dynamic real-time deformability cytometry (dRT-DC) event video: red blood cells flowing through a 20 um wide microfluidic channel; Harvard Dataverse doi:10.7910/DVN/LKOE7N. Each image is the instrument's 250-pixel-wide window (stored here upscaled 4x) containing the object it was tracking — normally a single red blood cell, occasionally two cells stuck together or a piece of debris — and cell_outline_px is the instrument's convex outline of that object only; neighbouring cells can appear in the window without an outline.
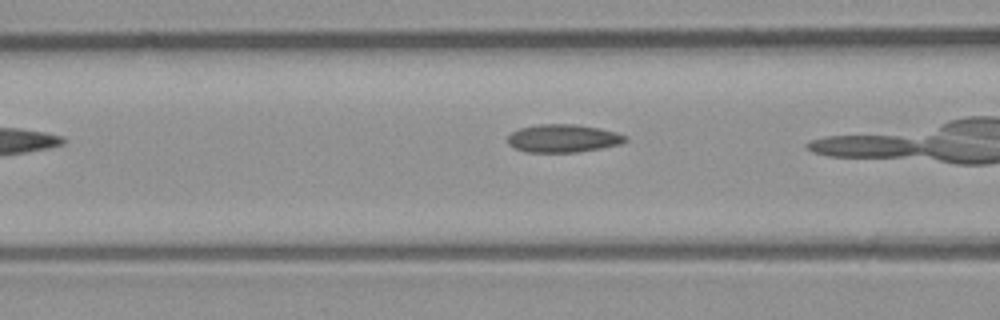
{"species": "common noctule bat (a hibernating species)", "species_latin": "Nyctalus noctula", "temperature_condition": "room temperature", "stored_images_in_passage": 21, "camera_frame_rate_fps": 3000, "um_per_image_px": 0.085, "animal": {"sex": "male", "body_mass_g": 23.1, "forearm_length_mm": 52.7}, "frame": {"image": 1, "passage_image": 7, "time_ms": 2.0, "image_size_px": [1000, 320], "cell_outline_px": [[628, 140], [620, 144], [600, 148], [576, 152], [528, 152], [516, 148], [508, 144], [508, 136], [512, 132], [520, 128], [536, 124], [576, 124], [600, 128], [616, 132], [628, 136]], "centroid_in_image_um": [47.88, 11.75], "position_along_channel_um": 118.7, "area_um2": 19.19}}
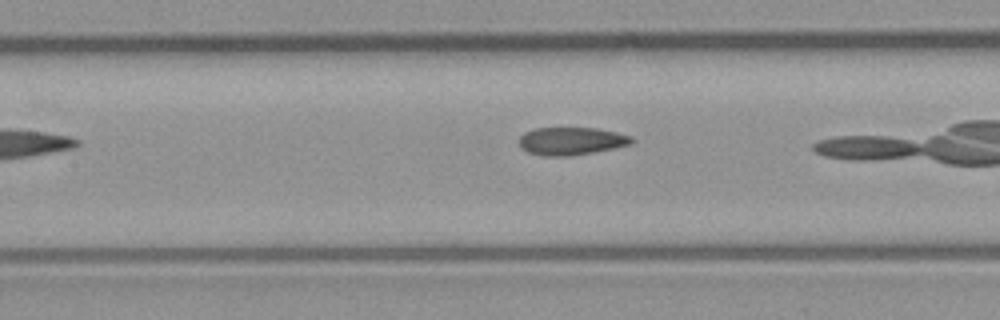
{"frame": {"image": 2, "passage_image": 10, "time_ms": 3.0, "image_size_px": [1000, 320], "cell_outline_px": [[636, 140], [632, 144], [592, 152], [568, 156], [544, 156], [528, 152], [520, 148], [520, 136], [524, 132], [532, 128], [596, 128], [616, 132], [632, 136]], "centroid_in_image_um": [48.55, 11.98], "position_along_channel_um": 158.8, "area_um2": 18.26}}